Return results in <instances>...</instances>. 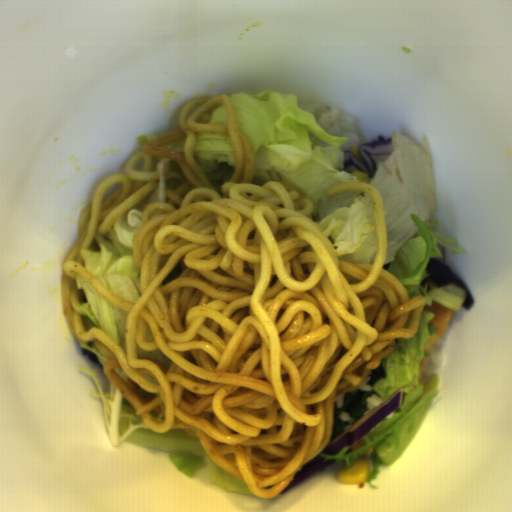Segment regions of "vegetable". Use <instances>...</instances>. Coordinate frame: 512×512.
<instances>
[{
	"instance_id": "vegetable-1",
	"label": "vegetable",
	"mask_w": 512,
	"mask_h": 512,
	"mask_svg": "<svg viewBox=\"0 0 512 512\" xmlns=\"http://www.w3.org/2000/svg\"><path fill=\"white\" fill-rule=\"evenodd\" d=\"M237 129L254 151L252 183L289 181L313 203V222L330 241L337 258L353 264H373L378 231L368 193L349 191L332 199L324 190L332 184L362 181L382 195L386 226V256L382 268L396 277L409 300L425 298L453 313L464 306L466 292L449 284L427 292L421 287L431 259L443 263L446 250L465 253L457 241L438 232L433 157L430 142L421 145L399 132L392 133L394 151L373 156L375 177L345 172L343 147L348 138L330 135L295 94L264 89L229 96Z\"/></svg>"
},
{
	"instance_id": "vegetable-2",
	"label": "vegetable",
	"mask_w": 512,
	"mask_h": 512,
	"mask_svg": "<svg viewBox=\"0 0 512 512\" xmlns=\"http://www.w3.org/2000/svg\"><path fill=\"white\" fill-rule=\"evenodd\" d=\"M434 315L423 311L415 336L395 338V349L382 358L378 368L370 370L366 381L353 391L335 397L334 424L330 441L350 429L363 417L366 399L377 394L387 401L402 388L401 405L354 445L344 447L336 455L318 453L324 461L348 471L357 460L369 463L368 486L376 491L374 481L379 477V466L394 465L406 451L422 425L430 416L440 389V379L435 370L431 375L419 373L425 355V345L435 333L431 322ZM329 441V442H330Z\"/></svg>"
},
{
	"instance_id": "vegetable-3",
	"label": "vegetable",
	"mask_w": 512,
	"mask_h": 512,
	"mask_svg": "<svg viewBox=\"0 0 512 512\" xmlns=\"http://www.w3.org/2000/svg\"><path fill=\"white\" fill-rule=\"evenodd\" d=\"M78 345L91 351L99 362L94 370L83 366L79 369L96 382L98 392L92 390L91 394L100 397L109 445L118 447L127 443L167 452L173 467L186 477L191 478L204 471L211 486L224 491L252 494L244 481L210 458L200 443L197 427H171L165 433H157L146 426L140 415H136V408L103 373V364L109 359L98 351L94 340L88 343L78 341Z\"/></svg>"
},
{
	"instance_id": "vegetable-4",
	"label": "vegetable",
	"mask_w": 512,
	"mask_h": 512,
	"mask_svg": "<svg viewBox=\"0 0 512 512\" xmlns=\"http://www.w3.org/2000/svg\"><path fill=\"white\" fill-rule=\"evenodd\" d=\"M159 181L137 206L117 217L106 234L96 231L94 239L99 250L79 249L83 267L110 291L136 303L142 296L140 270L133 253V240L142 223L147 206L166 203V178L169 172H181L172 158L163 157L156 166Z\"/></svg>"
},
{
	"instance_id": "vegetable-5",
	"label": "vegetable",
	"mask_w": 512,
	"mask_h": 512,
	"mask_svg": "<svg viewBox=\"0 0 512 512\" xmlns=\"http://www.w3.org/2000/svg\"><path fill=\"white\" fill-rule=\"evenodd\" d=\"M193 157L223 198L222 185L231 181L237 161L230 136L219 132H195Z\"/></svg>"
},
{
	"instance_id": "vegetable-6",
	"label": "vegetable",
	"mask_w": 512,
	"mask_h": 512,
	"mask_svg": "<svg viewBox=\"0 0 512 512\" xmlns=\"http://www.w3.org/2000/svg\"><path fill=\"white\" fill-rule=\"evenodd\" d=\"M78 289H82L87 302L78 306L92 323L107 334L127 355L126 326L129 313L112 305L95 289H93L78 273L76 279Z\"/></svg>"
},
{
	"instance_id": "vegetable-7",
	"label": "vegetable",
	"mask_w": 512,
	"mask_h": 512,
	"mask_svg": "<svg viewBox=\"0 0 512 512\" xmlns=\"http://www.w3.org/2000/svg\"><path fill=\"white\" fill-rule=\"evenodd\" d=\"M207 124H227L228 125V113L222 104L214 108L210 114V119Z\"/></svg>"
},
{
	"instance_id": "vegetable-8",
	"label": "vegetable",
	"mask_w": 512,
	"mask_h": 512,
	"mask_svg": "<svg viewBox=\"0 0 512 512\" xmlns=\"http://www.w3.org/2000/svg\"><path fill=\"white\" fill-rule=\"evenodd\" d=\"M160 138L155 133H147V134H141L137 139V144L140 147V150L143 149V145L149 142L151 139Z\"/></svg>"
}]
</instances>
